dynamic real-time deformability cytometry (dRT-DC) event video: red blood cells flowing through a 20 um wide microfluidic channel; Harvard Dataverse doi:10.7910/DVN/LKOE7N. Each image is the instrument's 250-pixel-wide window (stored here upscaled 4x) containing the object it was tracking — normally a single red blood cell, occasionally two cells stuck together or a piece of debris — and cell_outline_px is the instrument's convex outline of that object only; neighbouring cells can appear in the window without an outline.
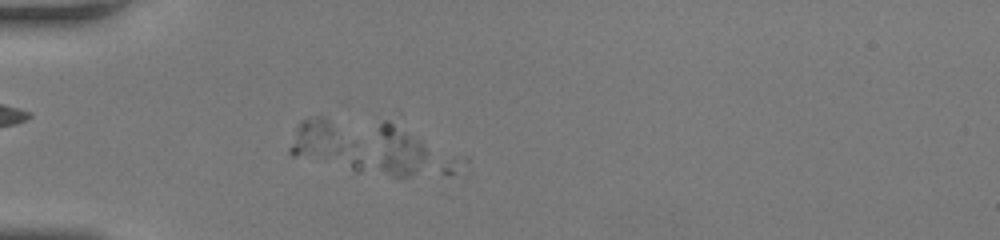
{"species": "human", "species_latin": "Homo sapiens", "temperature_condition": "room temperature", "stored_images_in_passage": 3, "segment_of_instrument_passage": [1, 2], "camera_frame_rate_fps": 3000, "um_per_image_px": 0.085, "donor": {"sex": "female"}, "frame": {"image": 1, "passage_image": 1, "time_ms": 0.0, "image_size_px": [1000, 240], "cell_outline_px": [[360, 172], [356, 172], [292, 156], [288, 152], [288, 148], [296, 128], [300, 120], [316, 116], [324, 116], [356, 144], [360, 160]], "centroid_in_image_um": [27.56, 12.28], "position_along_channel_um": 57.4, "area_um2": 18.9}}